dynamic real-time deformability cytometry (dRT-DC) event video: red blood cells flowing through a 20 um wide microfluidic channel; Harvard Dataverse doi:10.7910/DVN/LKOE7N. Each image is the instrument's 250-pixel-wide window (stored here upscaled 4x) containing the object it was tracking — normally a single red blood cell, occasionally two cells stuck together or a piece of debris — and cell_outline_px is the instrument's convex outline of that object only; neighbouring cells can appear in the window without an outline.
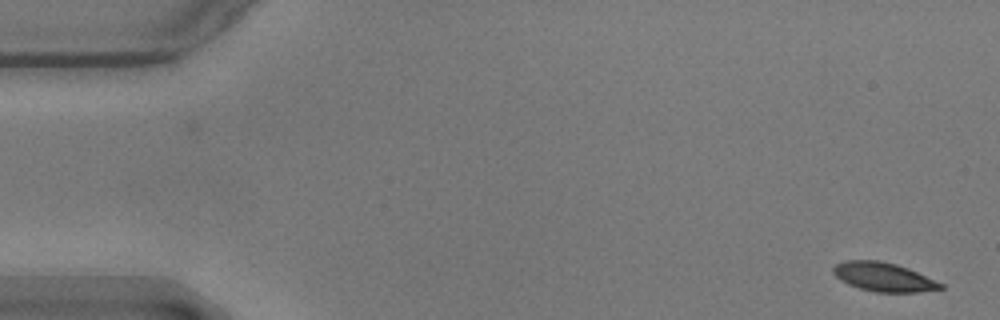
{"species": "common noctule bat (a hibernating species)", "species_latin": "Nyctalus noctula", "temperature_condition": "warm", "stored_images_in_passage": 13, "camera_frame_rate_fps": 3000, "um_per_image_px": 0.085, "animal": {"sex": "male", "body_mass_g": 17.9}, "frame": {"image": 1, "passage_image": 1, "time_ms": 0.0, "image_size_px": [1000, 320], "cell_outline_px": [[944, 288], [920, 292], [876, 292], [860, 288], [848, 284], [840, 280], [832, 272], [832, 268], [836, 264], [844, 260], [880, 260], [896, 264], [908, 268], [944, 284]], "centroid_in_image_um": [75.09, 23.53], "position_along_channel_um": 9.9, "area_um2": 18.09}}